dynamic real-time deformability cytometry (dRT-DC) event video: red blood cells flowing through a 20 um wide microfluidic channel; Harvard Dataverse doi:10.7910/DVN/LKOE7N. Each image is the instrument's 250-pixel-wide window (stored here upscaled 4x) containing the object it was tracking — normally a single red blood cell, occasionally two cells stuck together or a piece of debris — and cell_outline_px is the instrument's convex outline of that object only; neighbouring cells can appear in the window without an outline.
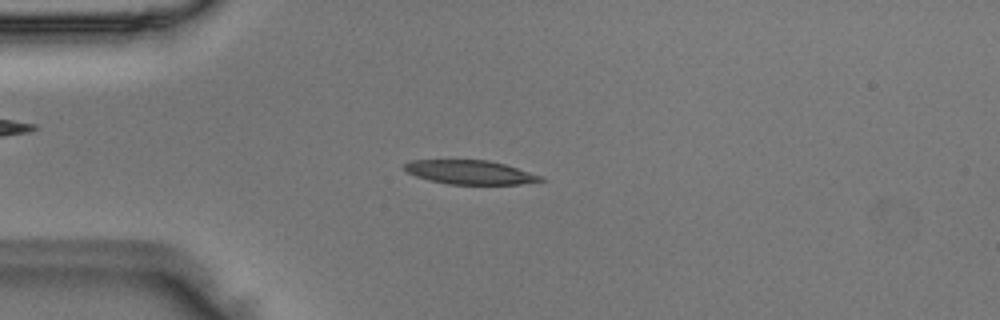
{"species": "Egyptian fruit bat (a non-hibernating species)", "species_latin": "Rousettus aegyptiacus", "temperature_condition": "room temperature", "stored_images_in_passage": 42, "camera_frame_rate_fps": 3000, "um_per_image_px": 0.085, "animal": {"sex": "male"}, "frame": {"image": 1, "passage_image": 5, "time_ms": 1.333, "image_size_px": [1000, 320], "cell_outline_px": [[544, 180], [520, 184], [448, 184], [428, 180], [416, 176], [408, 172], [404, 168], [404, 164], [412, 160], [488, 160], [504, 164], [544, 176]], "centroid_in_image_um": [39.96, 14.64], "position_along_channel_um": 45.0, "area_um2": 18.9}}
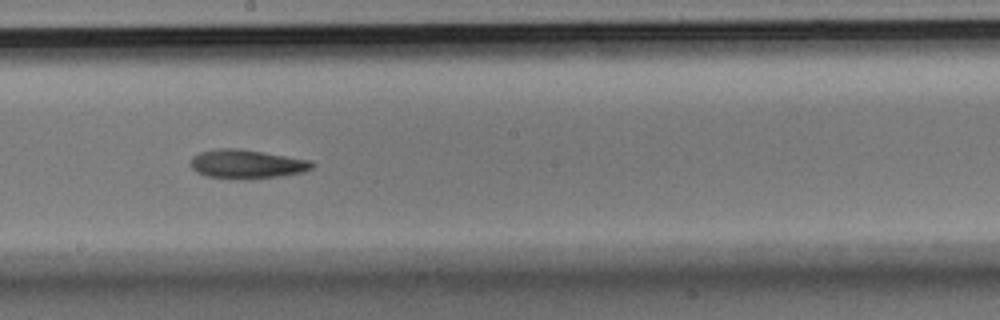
{"frame": {"image": 2, "passage_image": 20, "time_ms": 6.333, "image_size_px": [1000, 320], "cell_outline_px": [[316, 164], [312, 168], [304, 172], [280, 176], [208, 176], [196, 172], [188, 164], [192, 156], [200, 152], [216, 148], [240, 148], [312, 160]], "centroid_in_image_um": [20.99, 13.88], "position_along_channel_um": 227.2, "area_um2": 19.83}}
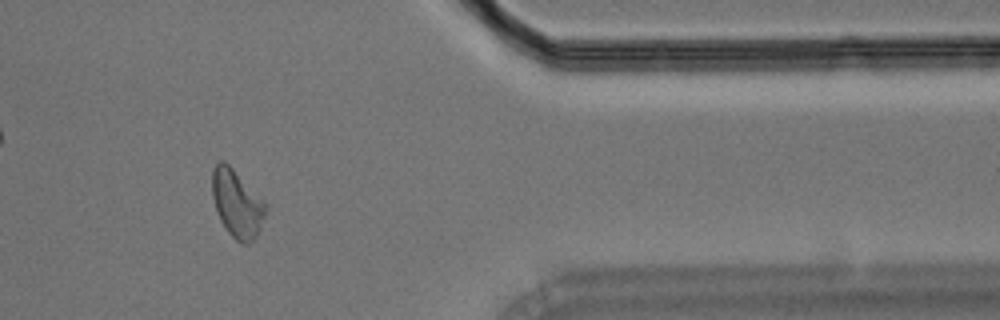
{"frame": {"image": 3, "passage_image": 34, "time_ms": 11.0, "image_size_px": [1000, 320], "cell_outline_px": [[268, 204], [260, 228], [256, 236], [248, 244], [244, 244], [236, 240], [228, 232], [220, 220], [216, 212], [212, 196], [212, 168], [220, 160], [224, 160]], "centroid_in_image_um": [20.13, 17.3], "position_along_channel_um": 391.3, "area_um2": 20.98}}